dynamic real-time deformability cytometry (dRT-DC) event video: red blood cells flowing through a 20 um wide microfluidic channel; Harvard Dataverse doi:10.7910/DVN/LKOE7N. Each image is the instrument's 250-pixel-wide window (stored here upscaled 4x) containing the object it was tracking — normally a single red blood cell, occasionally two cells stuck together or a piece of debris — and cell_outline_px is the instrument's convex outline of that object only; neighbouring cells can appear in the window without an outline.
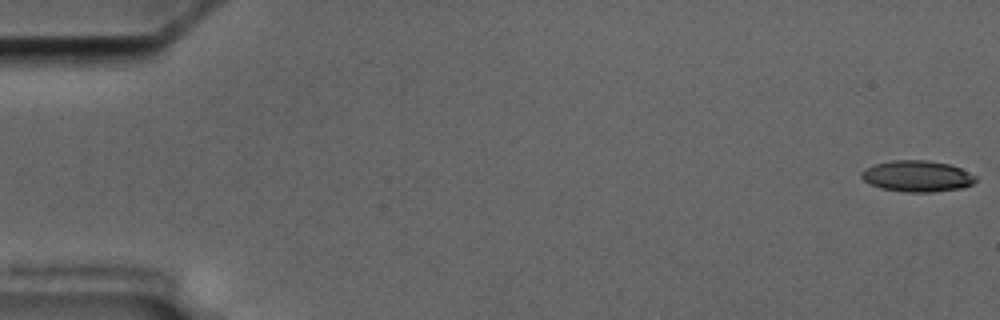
{"species": "common noctule bat (a hibernating species)", "species_latin": "Nyctalus noctula", "temperature_condition": "cold", "stored_images_in_passage": 5, "camera_frame_rate_fps": 3000, "um_per_image_px": 0.085, "animal": {"sex": "male", "body_mass_g": 17.5, "forearm_length_mm": 52.3}, "frame": {"image": 1, "passage_image": 1, "time_ms": 0.0, "image_size_px": [1000, 320], "cell_outline_px": [[976, 180], [972, 184], [964, 188], [932, 192], [904, 192], [880, 188], [868, 184], [860, 176], [860, 172], [876, 164], [892, 160], [928, 160], [948, 164], [960, 168], [976, 176]], "centroid_in_image_um": [77.95, 14.98], "position_along_channel_um": 7.0, "area_um2": 20.81}}
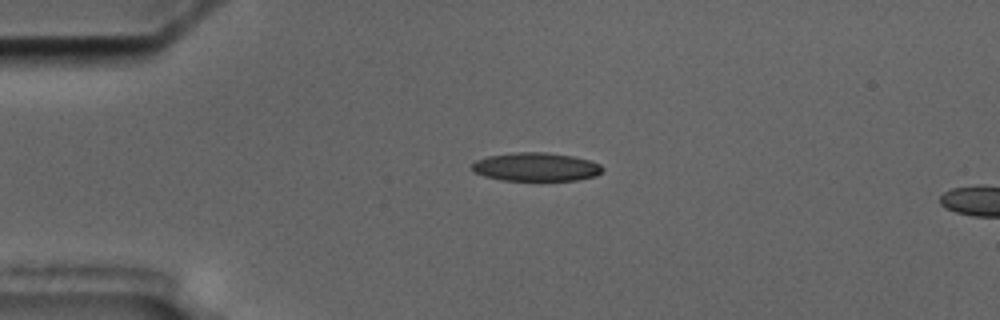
{"frame": {"image": 2, "passage_image": 4, "time_ms": 4.333, "image_size_px": [1000, 320], "cell_outline_px": [[604, 168], [596, 176], [576, 180], [500, 180], [484, 176], [472, 172], [472, 164], [476, 160], [488, 156], [512, 152], [544, 152], [572, 156], [588, 160], [600, 164]], "centroid_in_image_um": [45.52, 14.19], "position_along_channel_um": 39.5, "area_um2": 21.68}}